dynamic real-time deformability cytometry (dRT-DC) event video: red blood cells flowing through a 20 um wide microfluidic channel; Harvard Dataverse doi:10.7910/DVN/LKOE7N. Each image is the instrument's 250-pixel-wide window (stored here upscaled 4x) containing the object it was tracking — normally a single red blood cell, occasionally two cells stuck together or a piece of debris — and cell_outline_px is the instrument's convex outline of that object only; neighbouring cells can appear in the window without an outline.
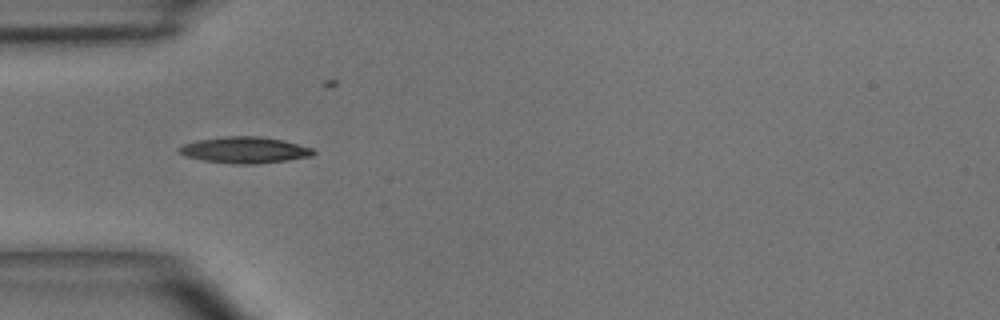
{"species": "common noctule bat (a hibernating species)", "species_latin": "Nyctalus noctula", "temperature_condition": "room temperature", "stored_images_in_passage": 2, "camera_frame_rate_fps": 3000, "um_per_image_px": 0.085, "animal": {"sex": "male", "body_mass_g": 15.6}, "frame": {"image": 1, "passage_image": 1, "time_ms": 0.0, "image_size_px": [1000, 320], "cell_outline_px": [[316, 152], [312, 156], [288, 160], [256, 164], [236, 164], [204, 160], [188, 156], [176, 152], [176, 148], [184, 144], [196, 140], [224, 136], [260, 136], [284, 140], [312, 148]], "centroid_in_image_um": [20.8, 12.74], "position_along_channel_um": 64.2, "area_um2": 20.63}}
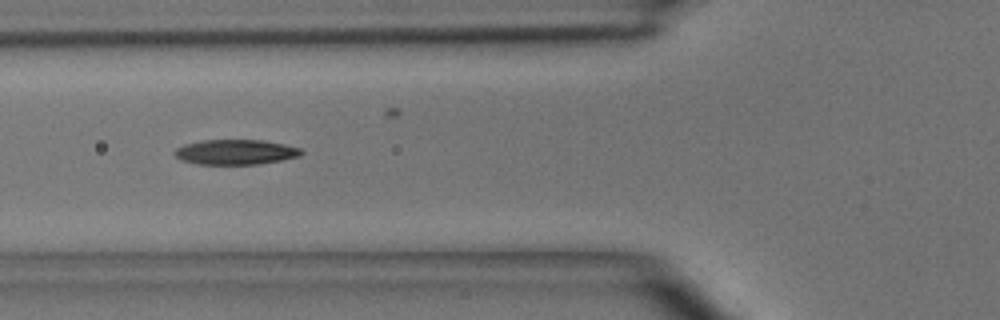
{"frame": {"image": 2, "passage_image": 2, "time_ms": 1.0, "image_size_px": [1000, 320], "cell_outline_px": [[304, 152], [300, 156], [280, 160], [256, 164], [196, 164], [180, 160], [172, 152], [176, 148], [184, 144], [204, 140], [264, 140], [284, 144], [300, 148]], "centroid_in_image_um": [20.0, 12.92], "position_along_channel_um": 105.8, "area_um2": 18.5}}